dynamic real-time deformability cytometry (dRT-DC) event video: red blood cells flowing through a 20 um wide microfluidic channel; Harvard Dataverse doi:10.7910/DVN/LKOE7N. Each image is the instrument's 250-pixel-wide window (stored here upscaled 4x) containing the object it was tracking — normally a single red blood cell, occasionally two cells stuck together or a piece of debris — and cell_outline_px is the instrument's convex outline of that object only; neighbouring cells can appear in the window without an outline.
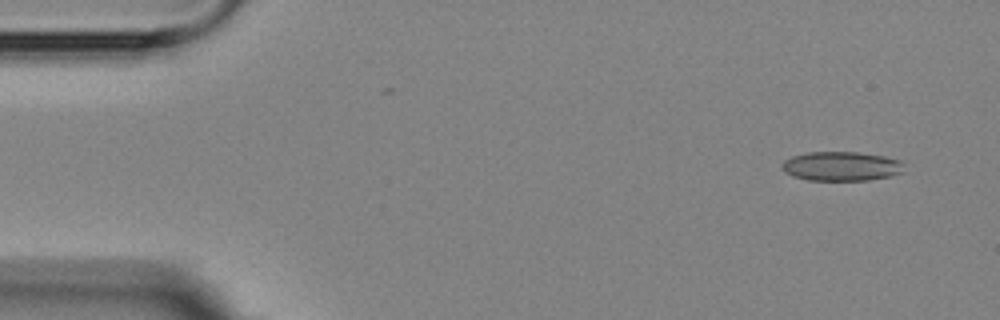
{"species": "Egyptian fruit bat (a non-hibernating species)", "species_latin": "Rousettus aegyptiacus", "temperature_condition": "room temperature", "stored_images_in_passage": 2, "camera_frame_rate_fps": 3000, "um_per_image_px": 0.085, "animal": {"sex": "female"}, "frame": {"image": 1, "passage_image": 1, "time_ms": 0.0, "image_size_px": [1000, 320], "cell_outline_px": [[904, 172], [888, 176], [868, 180], [808, 180], [792, 176], [784, 172], [780, 164], [784, 160], [792, 156], [808, 152], [860, 152], [884, 156], [900, 160], [904, 164]], "centroid_in_image_um": [71.5, 14.12], "position_along_channel_um": 13.5, "area_um2": 20.98}}